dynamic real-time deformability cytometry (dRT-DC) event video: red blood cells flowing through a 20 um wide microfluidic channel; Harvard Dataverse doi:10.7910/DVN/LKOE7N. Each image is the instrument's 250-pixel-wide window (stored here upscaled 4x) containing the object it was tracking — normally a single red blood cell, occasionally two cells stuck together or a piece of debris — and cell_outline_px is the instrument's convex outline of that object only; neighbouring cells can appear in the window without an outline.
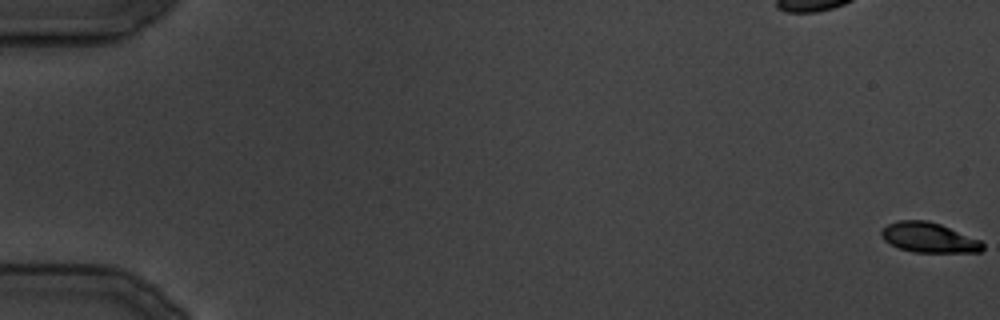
{"species": "common noctule bat (a hibernating species)", "species_latin": "Nyctalus noctula", "temperature_condition": "cold", "stored_images_in_passage": 15, "camera_frame_rate_fps": 3000, "um_per_image_px": 0.085, "animal": {"sex": "male", "body_mass_g": 19.5, "forearm_length_mm": 54.6}, "frame": {"image": 1, "passage_image": 1, "time_ms": 0.0, "image_size_px": [1000, 320], "cell_outline_px": [[984, 248], [980, 252], [912, 252], [900, 248], [884, 240], [880, 236], [880, 228], [896, 220], [928, 220], [940, 224], [980, 240], [984, 244]], "centroid_in_image_um": [78.92, 20.18], "position_along_channel_um": 6.1, "area_um2": 17.74}}